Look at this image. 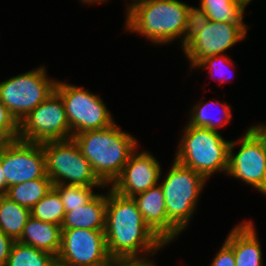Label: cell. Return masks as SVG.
Segmentation results:
<instances>
[{
	"instance_id": "obj_28",
	"label": "cell",
	"mask_w": 266,
	"mask_h": 266,
	"mask_svg": "<svg viewBox=\"0 0 266 266\" xmlns=\"http://www.w3.org/2000/svg\"><path fill=\"white\" fill-rule=\"evenodd\" d=\"M19 139V123L0 101V140L6 143Z\"/></svg>"
},
{
	"instance_id": "obj_27",
	"label": "cell",
	"mask_w": 266,
	"mask_h": 266,
	"mask_svg": "<svg viewBox=\"0 0 266 266\" xmlns=\"http://www.w3.org/2000/svg\"><path fill=\"white\" fill-rule=\"evenodd\" d=\"M209 19L203 8L189 6L185 27V46L208 24Z\"/></svg>"
},
{
	"instance_id": "obj_18",
	"label": "cell",
	"mask_w": 266,
	"mask_h": 266,
	"mask_svg": "<svg viewBox=\"0 0 266 266\" xmlns=\"http://www.w3.org/2000/svg\"><path fill=\"white\" fill-rule=\"evenodd\" d=\"M61 238V226L43 222L30 216L17 241L57 257L61 248Z\"/></svg>"
},
{
	"instance_id": "obj_20",
	"label": "cell",
	"mask_w": 266,
	"mask_h": 266,
	"mask_svg": "<svg viewBox=\"0 0 266 266\" xmlns=\"http://www.w3.org/2000/svg\"><path fill=\"white\" fill-rule=\"evenodd\" d=\"M53 184L48 175L43 178L26 181L8 187L4 193L10 200L21 206L31 208L52 189Z\"/></svg>"
},
{
	"instance_id": "obj_4",
	"label": "cell",
	"mask_w": 266,
	"mask_h": 266,
	"mask_svg": "<svg viewBox=\"0 0 266 266\" xmlns=\"http://www.w3.org/2000/svg\"><path fill=\"white\" fill-rule=\"evenodd\" d=\"M230 142L219 131L187 124L174 160L206 180L217 172L227 175Z\"/></svg>"
},
{
	"instance_id": "obj_37",
	"label": "cell",
	"mask_w": 266,
	"mask_h": 266,
	"mask_svg": "<svg viewBox=\"0 0 266 266\" xmlns=\"http://www.w3.org/2000/svg\"><path fill=\"white\" fill-rule=\"evenodd\" d=\"M235 1H238L240 4H242L244 7H246L247 4L250 3V1H252V0H235Z\"/></svg>"
},
{
	"instance_id": "obj_5",
	"label": "cell",
	"mask_w": 266,
	"mask_h": 266,
	"mask_svg": "<svg viewBox=\"0 0 266 266\" xmlns=\"http://www.w3.org/2000/svg\"><path fill=\"white\" fill-rule=\"evenodd\" d=\"M206 179L191 168L173 161L159 185L165 197L167 218L182 233L196 211Z\"/></svg>"
},
{
	"instance_id": "obj_1",
	"label": "cell",
	"mask_w": 266,
	"mask_h": 266,
	"mask_svg": "<svg viewBox=\"0 0 266 266\" xmlns=\"http://www.w3.org/2000/svg\"><path fill=\"white\" fill-rule=\"evenodd\" d=\"M108 191L104 233L110 257H150L165 248L166 244L145 224L133 197L112 188Z\"/></svg>"
},
{
	"instance_id": "obj_30",
	"label": "cell",
	"mask_w": 266,
	"mask_h": 266,
	"mask_svg": "<svg viewBox=\"0 0 266 266\" xmlns=\"http://www.w3.org/2000/svg\"><path fill=\"white\" fill-rule=\"evenodd\" d=\"M103 266H157L154 261L149 257L139 258H124V257H111L109 262Z\"/></svg>"
},
{
	"instance_id": "obj_11",
	"label": "cell",
	"mask_w": 266,
	"mask_h": 266,
	"mask_svg": "<svg viewBox=\"0 0 266 266\" xmlns=\"http://www.w3.org/2000/svg\"><path fill=\"white\" fill-rule=\"evenodd\" d=\"M0 162L8 187L47 175L42 144L20 139L8 142L0 153Z\"/></svg>"
},
{
	"instance_id": "obj_35",
	"label": "cell",
	"mask_w": 266,
	"mask_h": 266,
	"mask_svg": "<svg viewBox=\"0 0 266 266\" xmlns=\"http://www.w3.org/2000/svg\"><path fill=\"white\" fill-rule=\"evenodd\" d=\"M52 266H74V265L68 264L66 262L61 261L58 258H55Z\"/></svg>"
},
{
	"instance_id": "obj_9",
	"label": "cell",
	"mask_w": 266,
	"mask_h": 266,
	"mask_svg": "<svg viewBox=\"0 0 266 266\" xmlns=\"http://www.w3.org/2000/svg\"><path fill=\"white\" fill-rule=\"evenodd\" d=\"M235 145L240 146L236 154ZM226 174L266 197V142L252 126L238 140L230 142Z\"/></svg>"
},
{
	"instance_id": "obj_31",
	"label": "cell",
	"mask_w": 266,
	"mask_h": 266,
	"mask_svg": "<svg viewBox=\"0 0 266 266\" xmlns=\"http://www.w3.org/2000/svg\"><path fill=\"white\" fill-rule=\"evenodd\" d=\"M14 240L0 230V266H5Z\"/></svg>"
},
{
	"instance_id": "obj_6",
	"label": "cell",
	"mask_w": 266,
	"mask_h": 266,
	"mask_svg": "<svg viewBox=\"0 0 266 266\" xmlns=\"http://www.w3.org/2000/svg\"><path fill=\"white\" fill-rule=\"evenodd\" d=\"M46 174L52 184L106 186L94 173L73 138L43 143Z\"/></svg>"
},
{
	"instance_id": "obj_12",
	"label": "cell",
	"mask_w": 266,
	"mask_h": 266,
	"mask_svg": "<svg viewBox=\"0 0 266 266\" xmlns=\"http://www.w3.org/2000/svg\"><path fill=\"white\" fill-rule=\"evenodd\" d=\"M58 259L74 266H103L111 258L104 231L62 229Z\"/></svg>"
},
{
	"instance_id": "obj_25",
	"label": "cell",
	"mask_w": 266,
	"mask_h": 266,
	"mask_svg": "<svg viewBox=\"0 0 266 266\" xmlns=\"http://www.w3.org/2000/svg\"><path fill=\"white\" fill-rule=\"evenodd\" d=\"M93 187H101L104 189L106 186L53 185V188L58 192L62 200L65 212L87 204L97 194L93 191L95 189Z\"/></svg>"
},
{
	"instance_id": "obj_3",
	"label": "cell",
	"mask_w": 266,
	"mask_h": 266,
	"mask_svg": "<svg viewBox=\"0 0 266 266\" xmlns=\"http://www.w3.org/2000/svg\"><path fill=\"white\" fill-rule=\"evenodd\" d=\"M189 6L179 0H148L126 15L125 31L137 33L155 45L180 38L184 48Z\"/></svg>"
},
{
	"instance_id": "obj_2",
	"label": "cell",
	"mask_w": 266,
	"mask_h": 266,
	"mask_svg": "<svg viewBox=\"0 0 266 266\" xmlns=\"http://www.w3.org/2000/svg\"><path fill=\"white\" fill-rule=\"evenodd\" d=\"M72 138L106 186L112 185L120 176L129 157L138 148L136 138L122 131L116 122L103 129L78 133Z\"/></svg>"
},
{
	"instance_id": "obj_33",
	"label": "cell",
	"mask_w": 266,
	"mask_h": 266,
	"mask_svg": "<svg viewBox=\"0 0 266 266\" xmlns=\"http://www.w3.org/2000/svg\"><path fill=\"white\" fill-rule=\"evenodd\" d=\"M148 0H132V2H131V4H130V2H129V4L126 6L127 7V9H126V15L130 12V11H132L135 7H137L138 5H140V4H143V3H146ZM106 2H108V0L106 1Z\"/></svg>"
},
{
	"instance_id": "obj_16",
	"label": "cell",
	"mask_w": 266,
	"mask_h": 266,
	"mask_svg": "<svg viewBox=\"0 0 266 266\" xmlns=\"http://www.w3.org/2000/svg\"><path fill=\"white\" fill-rule=\"evenodd\" d=\"M225 242L233 249L236 266H263L262 249L252 221L234 226Z\"/></svg>"
},
{
	"instance_id": "obj_13",
	"label": "cell",
	"mask_w": 266,
	"mask_h": 266,
	"mask_svg": "<svg viewBox=\"0 0 266 266\" xmlns=\"http://www.w3.org/2000/svg\"><path fill=\"white\" fill-rule=\"evenodd\" d=\"M245 23L210 21L184 48L183 53L190 60L193 69L201 60L222 54L247 36Z\"/></svg>"
},
{
	"instance_id": "obj_32",
	"label": "cell",
	"mask_w": 266,
	"mask_h": 266,
	"mask_svg": "<svg viewBox=\"0 0 266 266\" xmlns=\"http://www.w3.org/2000/svg\"><path fill=\"white\" fill-rule=\"evenodd\" d=\"M8 189V185L6 183L5 174L3 173V169L1 167L0 162V194H4Z\"/></svg>"
},
{
	"instance_id": "obj_19",
	"label": "cell",
	"mask_w": 266,
	"mask_h": 266,
	"mask_svg": "<svg viewBox=\"0 0 266 266\" xmlns=\"http://www.w3.org/2000/svg\"><path fill=\"white\" fill-rule=\"evenodd\" d=\"M31 216L30 209L0 194V230L17 241Z\"/></svg>"
},
{
	"instance_id": "obj_8",
	"label": "cell",
	"mask_w": 266,
	"mask_h": 266,
	"mask_svg": "<svg viewBox=\"0 0 266 266\" xmlns=\"http://www.w3.org/2000/svg\"><path fill=\"white\" fill-rule=\"evenodd\" d=\"M55 92L63 101L72 137L85 131L103 129L115 123L112 114L98 94L59 80Z\"/></svg>"
},
{
	"instance_id": "obj_15",
	"label": "cell",
	"mask_w": 266,
	"mask_h": 266,
	"mask_svg": "<svg viewBox=\"0 0 266 266\" xmlns=\"http://www.w3.org/2000/svg\"><path fill=\"white\" fill-rule=\"evenodd\" d=\"M138 210L141 212L145 224L166 245L181 234V232L167 218L165 197L161 186L158 184L147 191L133 197Z\"/></svg>"
},
{
	"instance_id": "obj_29",
	"label": "cell",
	"mask_w": 266,
	"mask_h": 266,
	"mask_svg": "<svg viewBox=\"0 0 266 266\" xmlns=\"http://www.w3.org/2000/svg\"><path fill=\"white\" fill-rule=\"evenodd\" d=\"M210 266H236L233 249L225 241Z\"/></svg>"
},
{
	"instance_id": "obj_21",
	"label": "cell",
	"mask_w": 266,
	"mask_h": 266,
	"mask_svg": "<svg viewBox=\"0 0 266 266\" xmlns=\"http://www.w3.org/2000/svg\"><path fill=\"white\" fill-rule=\"evenodd\" d=\"M215 104H219L220 106H218V108H222V116L218 114L214 115L216 114V112H212L214 111L212 109V106L214 105L215 107ZM220 108L218 111H220ZM231 116V107L226 103H219V101L200 102L195 104L193 109L191 108V115L187 124L195 127H205L210 130L218 131L219 128L224 127L229 123V121H231Z\"/></svg>"
},
{
	"instance_id": "obj_34",
	"label": "cell",
	"mask_w": 266,
	"mask_h": 266,
	"mask_svg": "<svg viewBox=\"0 0 266 266\" xmlns=\"http://www.w3.org/2000/svg\"><path fill=\"white\" fill-rule=\"evenodd\" d=\"M261 136L262 138L265 140L266 142V124L265 125H253L252 126Z\"/></svg>"
},
{
	"instance_id": "obj_26",
	"label": "cell",
	"mask_w": 266,
	"mask_h": 266,
	"mask_svg": "<svg viewBox=\"0 0 266 266\" xmlns=\"http://www.w3.org/2000/svg\"><path fill=\"white\" fill-rule=\"evenodd\" d=\"M226 54H218L215 56H209L204 58L203 60H201L194 68H198V69H204L207 68V72L210 73V75L212 77H216L215 80L217 79L218 81H220V84L225 81H227V76H228V69H226V65L227 67L231 64H233V62L231 61V59L226 55ZM226 69V70H225ZM231 73V72H230ZM216 74V76H215ZM223 75V76H222ZM231 76V75H230ZM225 77V78H223Z\"/></svg>"
},
{
	"instance_id": "obj_22",
	"label": "cell",
	"mask_w": 266,
	"mask_h": 266,
	"mask_svg": "<svg viewBox=\"0 0 266 266\" xmlns=\"http://www.w3.org/2000/svg\"><path fill=\"white\" fill-rule=\"evenodd\" d=\"M208 19L216 22L244 23L245 7L235 0H200Z\"/></svg>"
},
{
	"instance_id": "obj_17",
	"label": "cell",
	"mask_w": 266,
	"mask_h": 266,
	"mask_svg": "<svg viewBox=\"0 0 266 266\" xmlns=\"http://www.w3.org/2000/svg\"><path fill=\"white\" fill-rule=\"evenodd\" d=\"M107 193L96 194L87 204L65 212L62 229H90L104 231Z\"/></svg>"
},
{
	"instance_id": "obj_14",
	"label": "cell",
	"mask_w": 266,
	"mask_h": 266,
	"mask_svg": "<svg viewBox=\"0 0 266 266\" xmlns=\"http://www.w3.org/2000/svg\"><path fill=\"white\" fill-rule=\"evenodd\" d=\"M131 154L120 176L110 186L117 193L134 197L159 184L161 177L160 162L149 151Z\"/></svg>"
},
{
	"instance_id": "obj_10",
	"label": "cell",
	"mask_w": 266,
	"mask_h": 266,
	"mask_svg": "<svg viewBox=\"0 0 266 266\" xmlns=\"http://www.w3.org/2000/svg\"><path fill=\"white\" fill-rule=\"evenodd\" d=\"M72 138L61 97L53 92L19 124V139L43 144Z\"/></svg>"
},
{
	"instance_id": "obj_36",
	"label": "cell",
	"mask_w": 266,
	"mask_h": 266,
	"mask_svg": "<svg viewBox=\"0 0 266 266\" xmlns=\"http://www.w3.org/2000/svg\"><path fill=\"white\" fill-rule=\"evenodd\" d=\"M82 2L81 3H90V4H92V3H96V4H98V3H104L105 1H107V0H81Z\"/></svg>"
},
{
	"instance_id": "obj_24",
	"label": "cell",
	"mask_w": 266,
	"mask_h": 266,
	"mask_svg": "<svg viewBox=\"0 0 266 266\" xmlns=\"http://www.w3.org/2000/svg\"><path fill=\"white\" fill-rule=\"evenodd\" d=\"M31 216L43 222L61 226L65 208L58 192L52 189L30 210Z\"/></svg>"
},
{
	"instance_id": "obj_38",
	"label": "cell",
	"mask_w": 266,
	"mask_h": 266,
	"mask_svg": "<svg viewBox=\"0 0 266 266\" xmlns=\"http://www.w3.org/2000/svg\"><path fill=\"white\" fill-rule=\"evenodd\" d=\"M5 145H6V142L0 140V153Z\"/></svg>"
},
{
	"instance_id": "obj_7",
	"label": "cell",
	"mask_w": 266,
	"mask_h": 266,
	"mask_svg": "<svg viewBox=\"0 0 266 266\" xmlns=\"http://www.w3.org/2000/svg\"><path fill=\"white\" fill-rule=\"evenodd\" d=\"M57 80L44 66L0 82V101L20 124L39 104L55 92Z\"/></svg>"
},
{
	"instance_id": "obj_23",
	"label": "cell",
	"mask_w": 266,
	"mask_h": 266,
	"mask_svg": "<svg viewBox=\"0 0 266 266\" xmlns=\"http://www.w3.org/2000/svg\"><path fill=\"white\" fill-rule=\"evenodd\" d=\"M55 258L48 252L14 241L5 266H52Z\"/></svg>"
}]
</instances>
